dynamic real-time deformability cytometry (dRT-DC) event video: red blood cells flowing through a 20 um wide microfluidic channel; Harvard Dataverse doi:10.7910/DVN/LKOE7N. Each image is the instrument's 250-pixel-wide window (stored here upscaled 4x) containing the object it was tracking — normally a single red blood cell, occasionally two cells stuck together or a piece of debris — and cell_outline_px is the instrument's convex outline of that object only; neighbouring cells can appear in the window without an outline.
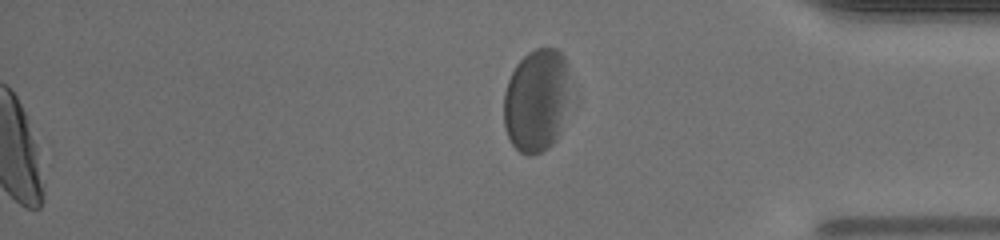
{"species": "human", "species_latin": "Homo sapiens", "temperature_condition": "warm", "stored_images_in_passage": 53, "segment_of_instrument_passage": [2, 2], "camera_frame_rate_fps": 3000, "um_per_image_px": 0.085, "donor": {"sex": "male"}, "frame": {"image": 1, "passage_image": 53, "time_ms": 17.333, "image_size_px": [1000, 240], "cell_outline_px": [[568, 104], [556, 140], [548, 148], [540, 152], [528, 156], [520, 152], [512, 144], [504, 128], [504, 92], [508, 80], [516, 64], [528, 52], [536, 48], [556, 48], [564, 56], [568, 100]], "centroid_in_image_um": [45.56, 8.55], "position_along_channel_um": 389.6, "area_um2": 39.48}}